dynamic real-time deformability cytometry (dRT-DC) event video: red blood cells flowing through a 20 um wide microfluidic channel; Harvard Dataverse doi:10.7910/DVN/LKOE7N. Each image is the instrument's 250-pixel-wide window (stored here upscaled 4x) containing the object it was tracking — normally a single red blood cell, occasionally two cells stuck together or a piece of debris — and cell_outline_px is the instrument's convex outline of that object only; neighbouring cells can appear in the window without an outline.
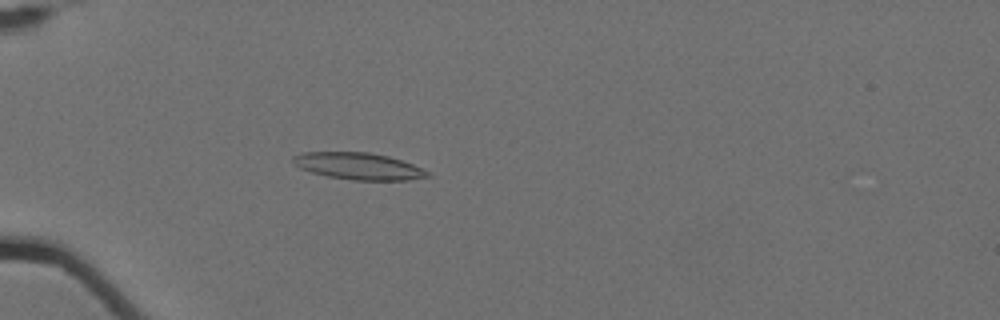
{"species": "Egyptian fruit bat (a non-hibernating species)", "species_latin": "Rousettus aegyptiacus", "temperature_condition": "cold", "stored_images_in_passage": 5, "camera_frame_rate_fps": 3000, "um_per_image_px": 0.085, "animal": {"sex": "female"}, "frame": {"image": 1, "passage_image": 5, "time_ms": 1.333, "image_size_px": [1000, 320], "cell_outline_px": [[432, 176], [408, 180], [352, 180], [328, 176], [312, 172], [300, 168], [292, 160], [292, 156], [304, 152], [368, 152], [388, 156], [412, 164], [428, 172]], "centroid_in_image_um": [30.47, 14.12], "position_along_channel_um": 54.5, "area_um2": 20.81}}